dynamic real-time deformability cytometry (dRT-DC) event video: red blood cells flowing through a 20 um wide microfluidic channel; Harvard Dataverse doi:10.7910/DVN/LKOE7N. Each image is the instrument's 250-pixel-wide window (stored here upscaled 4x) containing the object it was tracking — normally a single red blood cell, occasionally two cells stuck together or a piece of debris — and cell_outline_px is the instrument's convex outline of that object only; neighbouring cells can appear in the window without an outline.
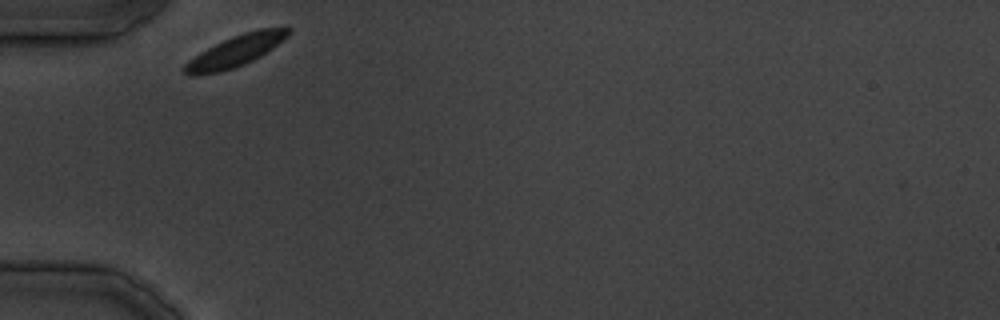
{"species": "common noctule bat (a hibernating species)", "species_latin": "Nyctalus noctula", "temperature_condition": "cold", "stored_images_in_passage": 21, "camera_frame_rate_fps": 3000, "um_per_image_px": 0.085, "animal": {"sex": "male", "body_mass_g": 19.5, "forearm_length_mm": 54.6}, "frame": {"image": 1, "passage_image": 1, "time_ms": 0.0, "image_size_px": [1000, 320], "cell_outline_px": [[292, 28], [288, 36], [272, 48], [260, 56], [244, 64], [220, 72], [196, 76], [192, 76], [184, 72], [184, 64], [188, 60], [200, 52], [232, 36], [244, 32], [260, 28]], "centroid_in_image_um": [20.0, 4.34], "position_along_channel_um": 65.0, "area_um2": 18.61}}
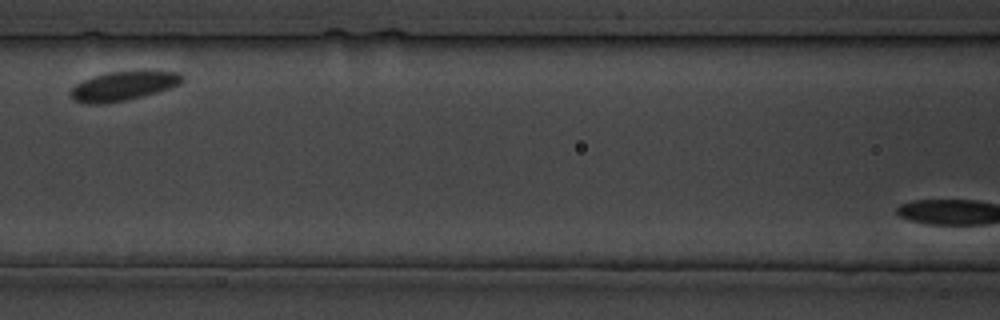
{"frame": {"image": 2, "passage_image": 7, "time_ms": 7.667, "image_size_px": [1000, 320], "cell_outline_px": [[184, 80], [180, 84], [144, 96], [128, 100], [104, 104], [84, 104], [72, 100], [72, 88], [76, 84], [92, 76], [108, 72], [180, 72], [184, 76]], "centroid_in_image_um": [10.45, 7.33], "position_along_channel_um": 156.1, "area_um2": 18.79}}